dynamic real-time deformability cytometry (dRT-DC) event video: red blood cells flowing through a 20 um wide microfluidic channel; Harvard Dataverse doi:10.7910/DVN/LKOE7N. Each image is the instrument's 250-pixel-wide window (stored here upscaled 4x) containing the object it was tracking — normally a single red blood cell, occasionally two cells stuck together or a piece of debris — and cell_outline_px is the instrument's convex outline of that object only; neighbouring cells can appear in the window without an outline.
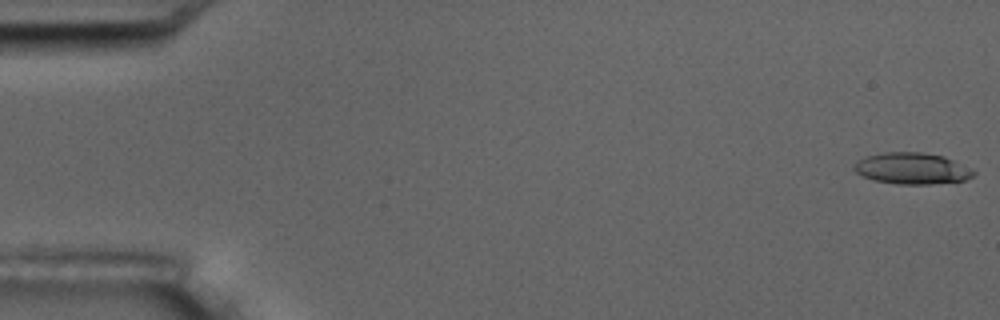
{"species": "common noctule bat (a hibernating species)", "species_latin": "Nyctalus noctula", "temperature_condition": "room temperature", "stored_images_in_passage": 17, "camera_frame_rate_fps": 3000, "um_per_image_px": 0.085, "animal": {"sex": "male", "body_mass_g": 17.5, "forearm_length_mm": 52.3}, "frame": {"image": 1, "passage_image": 1, "time_ms": 0.0, "image_size_px": [1000, 320], "cell_outline_px": [[976, 172], [972, 176], [964, 180], [932, 184], [896, 184], [872, 180], [856, 172], [852, 168], [852, 164], [856, 160], [868, 156], [884, 152], [920, 152], [944, 156], [972, 168]], "centroid_in_image_um": [77.5, 14.32], "position_along_channel_um": 7.5, "area_um2": 21.96}}
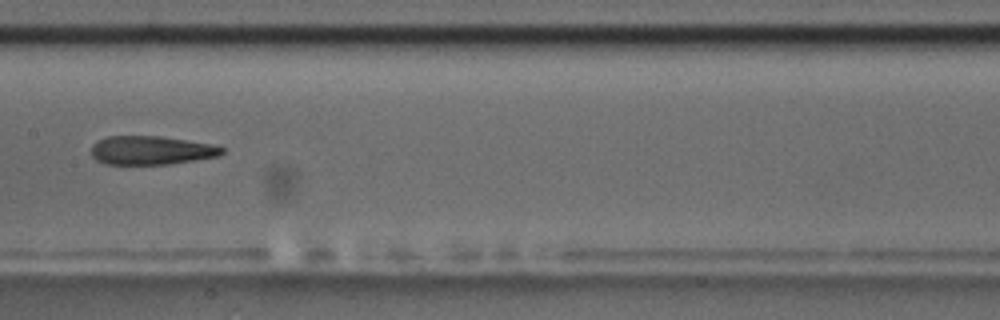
{"frame": {"image": 2, "passage_image": 9, "time_ms": 9.333, "image_size_px": [1000, 320], "cell_outline_px": [[224, 152], [220, 156], [196, 160], [168, 164], [104, 164], [96, 160], [92, 156], [92, 144], [108, 136], [160, 136], [208, 144], [224, 148]], "centroid_in_image_um": [12.83, 12.78], "position_along_channel_um": 194.6, "area_um2": 21.68}}
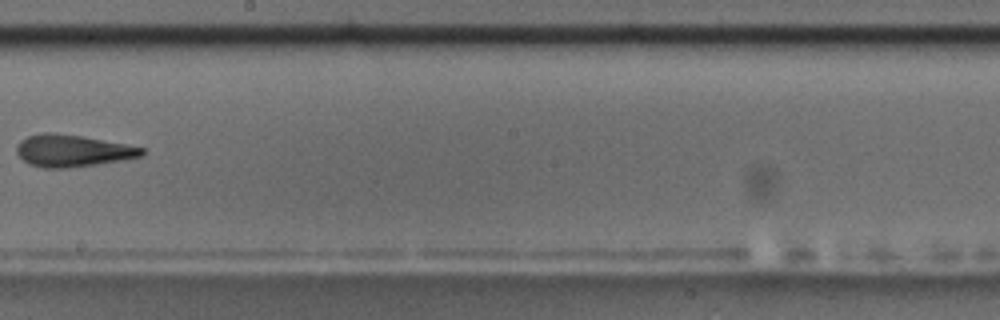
{"frame": {"image": 3, "passage_image": 10, "time_ms": 10.667, "image_size_px": [1000, 320], "cell_outline_px": [[144, 152], [140, 156], [120, 160], [96, 164], [64, 168], [44, 168], [28, 164], [16, 152], [16, 144], [20, 140], [28, 136], [44, 132], [52, 132], [80, 136], [124, 144], [144, 148]], "centroid_in_image_um": [6.09, 12.81], "position_along_channel_um": 242.1, "area_um2": 23.0}, "authors_computed_cell_mechanics": {"area_um2": 23.0044, "velocity_mm_per_s": 3.573, "shape_relaxation_time_tau1_ms": null, "shape_relaxation_time_tau2_ms": 3.9309, "deformation_change_tau1": null, "deformation_change_tau2": 0.1524}}